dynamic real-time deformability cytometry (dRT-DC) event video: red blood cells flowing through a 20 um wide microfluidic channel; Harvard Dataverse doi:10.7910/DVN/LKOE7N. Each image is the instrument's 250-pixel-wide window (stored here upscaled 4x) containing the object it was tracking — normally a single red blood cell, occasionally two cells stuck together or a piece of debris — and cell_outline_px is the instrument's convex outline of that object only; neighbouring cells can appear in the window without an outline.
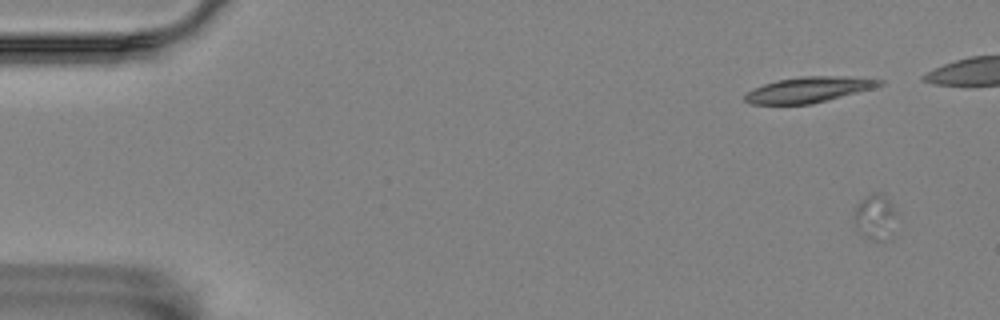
{"species": "Egyptian fruit bat (a non-hibernating species)", "species_latin": "Rousettus aegyptiacus", "temperature_condition": "room temperature", "stored_images_in_passage": 6, "segment_of_instrument_passage": [1, 2], "camera_frame_rate_fps": 3000, "um_per_image_px": 0.085, "animal": {"sex": "female"}, "frame": {"image": 1, "passage_image": 1, "time_ms": 0.0, "image_size_px": [1000, 320], "cell_outline_px": [[896, 212], [892, 236], [888, 240], [872, 240], [864, 236], [856, 228], [852, 220], [856, 204], [860, 200], [872, 192], [880, 192], [896, 208]], "centroid_in_image_um": [74.37, 18.44], "position_along_channel_um": 10.6, "area_um2": 11.56}}